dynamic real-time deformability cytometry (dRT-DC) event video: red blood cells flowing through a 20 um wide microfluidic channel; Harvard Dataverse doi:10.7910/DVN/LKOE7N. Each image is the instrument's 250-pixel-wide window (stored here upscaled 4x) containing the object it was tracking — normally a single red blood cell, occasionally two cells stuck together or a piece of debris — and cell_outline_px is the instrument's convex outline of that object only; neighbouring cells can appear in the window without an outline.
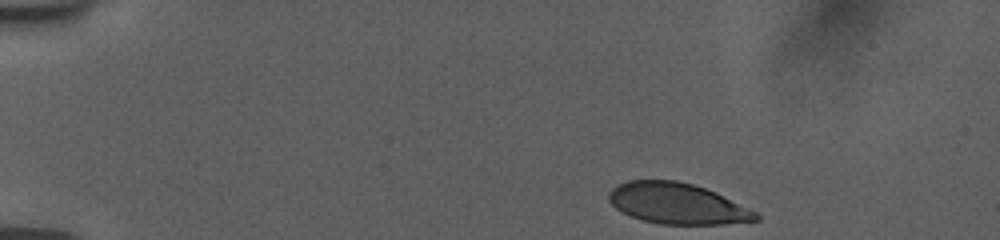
{"species": "human", "species_latin": "Homo sapiens", "temperature_condition": "room temperature", "stored_images_in_passage": 41, "camera_frame_rate_fps": 3000, "um_per_image_px": 0.085, "donor": {"sex": "female"}, "frame": {"image": 1, "passage_image": 1, "time_ms": 0.0, "image_size_px": [1000, 240], "cell_outline_px": [[760, 220], [724, 224], [660, 224], [640, 220], [616, 208], [608, 200], [608, 192], [612, 188], [628, 180], [676, 180], [692, 184], [716, 192], [756, 212], [760, 216]], "centroid_in_image_um": [57.56, 17.3], "position_along_channel_um": 27.4, "area_um2": 34.91}}
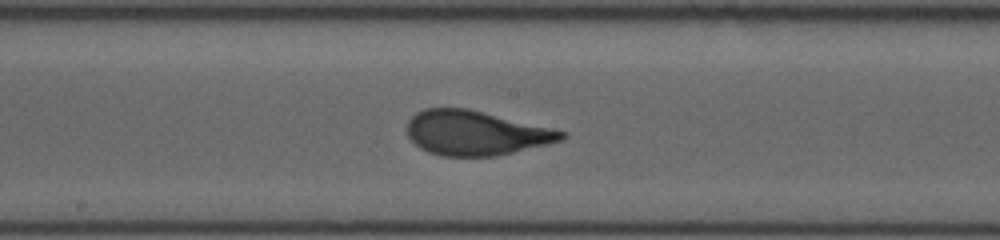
{"frame": {"image": 2, "passage_image": 23, "time_ms": 7.333, "image_size_px": [1000, 240], "cell_outline_px": [[568, 136], [560, 140], [548, 144], [496, 156], [440, 156], [428, 152], [420, 148], [408, 136], [408, 120], [416, 112], [424, 108], [468, 108], [552, 128], [568, 132]], "centroid_in_image_um": [40.44, 11.3], "position_along_channel_um": 207.8, "area_um2": 40.06}}
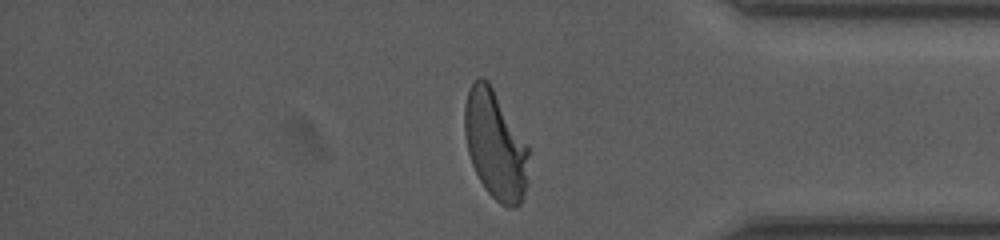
{"frame": {"image": 3, "passage_image": 39, "time_ms": 12.667, "image_size_px": [1000, 240], "cell_outline_px": [[528, 184], [520, 204], [512, 208], [508, 208], [500, 204], [484, 188], [472, 164], [468, 152], [464, 132], [464, 104], [468, 88], [472, 80], [480, 76], [488, 80], [528, 148]], "centroid_in_image_um": [42.07, 12.32], "position_along_channel_um": 393.1, "area_um2": 40.46}, "authors_computed_cell_mechanics": {"area_um2": 39.3618, "velocity_mm_per_s": 3.7489, "shape_relaxation_time_tau1_ms": 3.6624, "shape_relaxation_time_tau2_ms": null, "deformation_change_tau1": 0.192, "deformation_change_tau2": null}}